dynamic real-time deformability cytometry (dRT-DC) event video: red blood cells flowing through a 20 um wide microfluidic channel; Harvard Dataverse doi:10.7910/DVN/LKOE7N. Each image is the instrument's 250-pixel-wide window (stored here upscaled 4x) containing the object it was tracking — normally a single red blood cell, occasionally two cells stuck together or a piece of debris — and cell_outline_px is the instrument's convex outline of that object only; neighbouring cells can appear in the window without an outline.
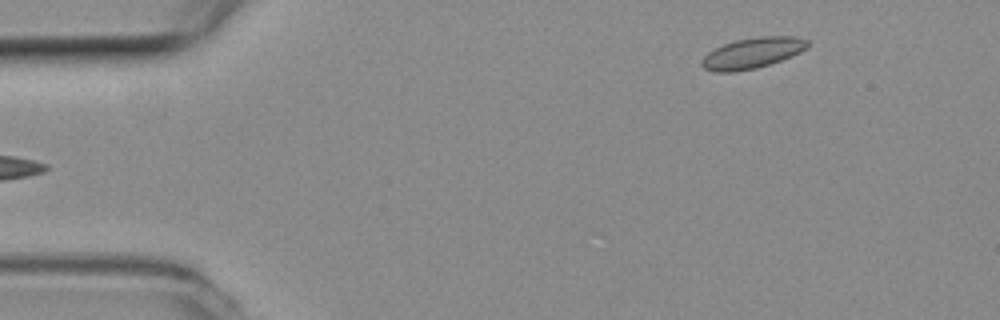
{"species": "common noctule bat (a hibernating species)", "species_latin": "Nyctalus noctula", "temperature_condition": "room temperature", "stored_images_in_passage": 2, "camera_frame_rate_fps": 3000, "um_per_image_px": 0.085, "animal": {"sex": "female", "body_mass_g": 19.3, "forearm_length_mm": 54.1}, "frame": {"image": 1, "passage_image": 2, "time_ms": 0.333, "image_size_px": [1000, 320], "cell_outline_px": [[812, 44], [808, 48], [792, 56], [756, 68], [732, 72], [716, 72], [704, 68], [700, 64], [700, 60], [708, 52], [724, 44], [736, 40], [756, 36], [792, 36], [808, 40]], "centroid_in_image_um": [63.97, 4.5], "position_along_channel_um": 21.0, "area_um2": 19.02}}